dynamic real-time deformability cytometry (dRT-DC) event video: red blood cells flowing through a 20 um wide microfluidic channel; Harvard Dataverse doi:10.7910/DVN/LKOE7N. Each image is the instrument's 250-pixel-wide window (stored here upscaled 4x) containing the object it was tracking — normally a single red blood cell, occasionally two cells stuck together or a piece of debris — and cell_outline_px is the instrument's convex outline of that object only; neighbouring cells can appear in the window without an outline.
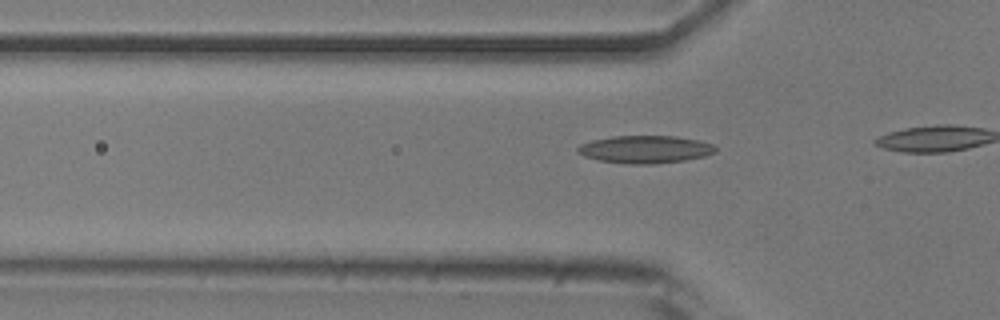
{"species": "common noctule bat (a hibernating species)", "species_latin": "Nyctalus noctula", "temperature_condition": "room temperature", "stored_images_in_passage": 10, "camera_frame_rate_fps": 3000, "um_per_image_px": 0.085, "animal": {"sex": "male", "body_mass_g": 20.5, "forearm_length_mm": 52.5}, "frame": {"image": 1, "passage_image": 7, "time_ms": 2.0, "image_size_px": [1000, 320], "cell_outline_px": [[716, 152], [704, 156], [684, 160], [656, 164], [628, 164], [600, 160], [584, 156], [576, 152], [576, 148], [580, 144], [592, 140], [612, 136], [676, 136], [696, 140], [712, 144], [716, 148]], "centroid_in_image_um": [54.81, 12.69], "position_along_channel_um": 71.0, "area_um2": 22.14}}